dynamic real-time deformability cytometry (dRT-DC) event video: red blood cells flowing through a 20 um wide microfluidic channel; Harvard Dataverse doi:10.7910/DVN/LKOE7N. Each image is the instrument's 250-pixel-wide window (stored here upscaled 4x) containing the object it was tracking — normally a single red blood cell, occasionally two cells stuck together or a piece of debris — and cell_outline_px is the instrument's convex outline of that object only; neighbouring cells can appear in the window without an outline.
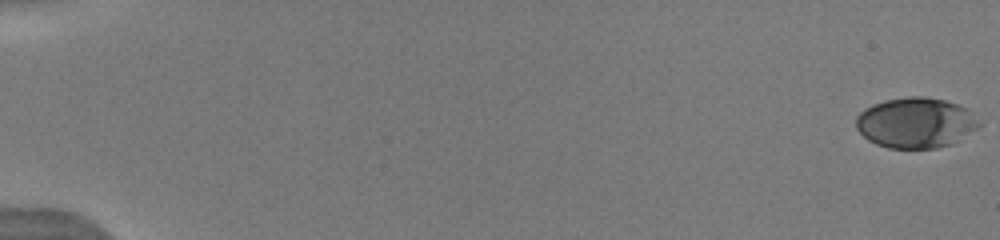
{"species": "human", "species_latin": "Homo sapiens", "temperature_condition": "warm", "stored_images_in_passage": 53, "camera_frame_rate_fps": 3000, "um_per_image_px": 0.085, "donor": {"sex": "male"}, "frame": {"image": 1, "passage_image": 1, "time_ms": 0.0, "image_size_px": [1000, 240], "cell_outline_px": [[984, 124], [980, 128], [952, 144], [936, 148], [888, 148], [876, 144], [868, 140], [856, 128], [856, 116], [864, 108], [872, 104], [884, 100], [908, 96], [924, 96], [944, 100], [968, 108]], "centroid_in_image_um": [77.87, 10.43], "position_along_channel_um": 7.1, "area_um2": 36.7}}
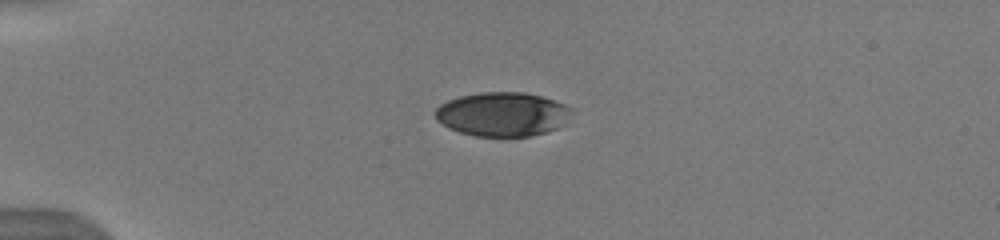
{"frame": {"image": 2, "passage_image": 15, "time_ms": 4.667, "image_size_px": [1000, 240], "cell_outline_px": [[576, 108], [560, 128], [532, 136], [472, 136], [448, 128], [436, 120], [436, 108], [440, 104], [448, 100], [460, 96], [480, 92], [524, 92], [540, 96]], "centroid_in_image_um": [42.73, 9.71], "position_along_channel_um": 42.3, "area_um2": 35.26}}
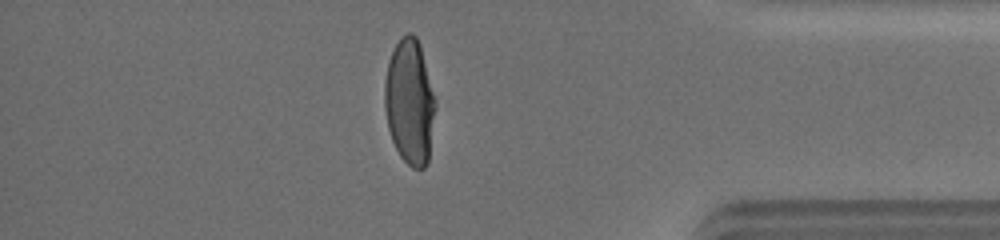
{"frame": {"image": 3, "passage_image": 47, "time_ms": 15.333, "image_size_px": [1000, 240], "cell_outline_px": [[436, 108], [428, 164], [424, 168], [412, 168], [400, 156], [392, 140], [388, 128], [384, 108], [384, 84], [388, 64], [392, 52], [400, 36], [408, 32], [412, 32], [416, 36], [420, 44], [436, 104]], "centroid_in_image_um": [34.82, 8.67], "position_along_channel_um": 400.4, "area_um2": 37.17}, "authors_computed_cell_mechanics": {"area_um2": 38.3214, "velocity_mm_per_s": 3.9525, "shape_relaxation_time_tau1_ms": 3.6998, "shape_relaxation_time_tau2_ms": null, "deformation_change_tau1": 0.1766, "deformation_change_tau2": null}}